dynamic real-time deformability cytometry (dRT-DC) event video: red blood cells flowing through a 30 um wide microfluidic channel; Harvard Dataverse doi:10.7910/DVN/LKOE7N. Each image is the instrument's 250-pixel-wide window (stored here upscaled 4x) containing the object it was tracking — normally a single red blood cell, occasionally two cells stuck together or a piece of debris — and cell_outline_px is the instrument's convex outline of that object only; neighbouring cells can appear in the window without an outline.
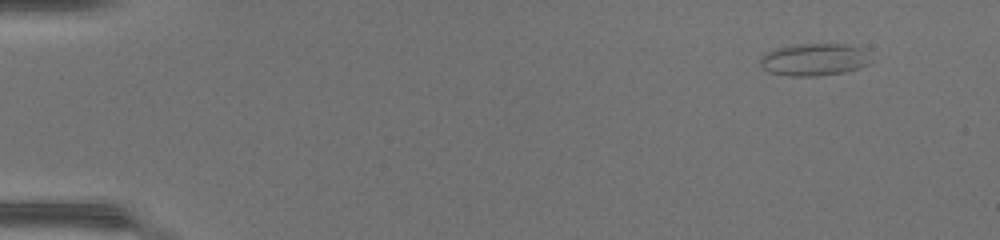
{"species": "common noctule bat (a hibernating species)", "species_latin": "Nyctalus noctula", "temperature_condition": "warm", "stored_images_in_passage": 45, "camera_frame_rate_fps": 3000, "um_per_image_px": 0.085, "animal": {"sex": "female", "body_mass_g": 17.0, "forearm_length_mm": 48.0}, "frame": {"image": 1, "passage_image": 1, "time_ms": 0.0, "image_size_px": [1000, 240], "cell_outline_px": [[868, 64], [860, 68], [844, 72], [816, 76], [792, 76], [768, 72], [760, 68], [760, 60], [768, 52], [776, 48], [796, 44], [840, 44], [860, 48]], "centroid_in_image_um": [69.1, 5.08], "position_along_channel_um": 15.9, "area_um2": 20.29}}
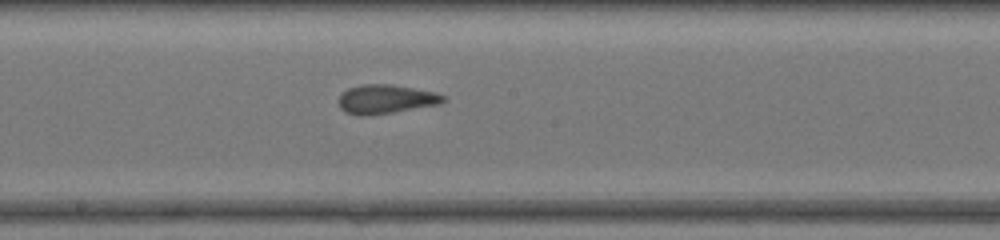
{"frame": {"image": 2, "passage_image": 24, "time_ms": 7.667, "image_size_px": [1000, 240], "cell_outline_px": [[444, 100], [440, 104], [392, 112], [364, 116], [360, 116], [344, 112], [340, 108], [340, 96], [348, 88], [364, 84], [392, 84], [436, 92], [444, 96]], "centroid_in_image_um": [32.79, 8.42], "position_along_channel_um": 215.4, "area_um2": 17.51}}
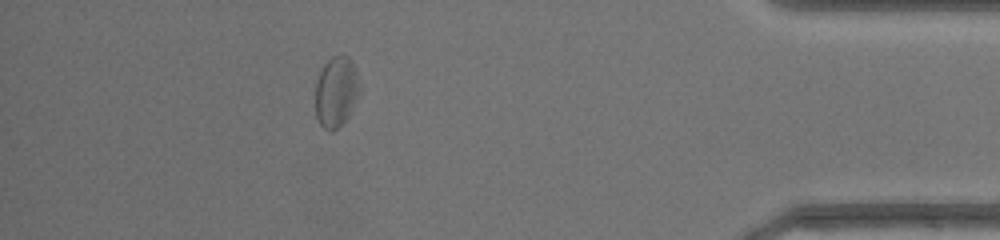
{"frame": {"image": 3, "passage_image": 40, "time_ms": 13.0, "image_size_px": [1000, 240], "cell_outline_px": [[360, 92], [348, 116], [332, 132], [328, 132], [320, 124], [316, 116], [316, 80], [324, 64], [332, 56], [348, 56], [352, 60], [356, 68], [360, 88]], "centroid_in_image_um": [28.58, 7.79], "position_along_channel_um": 406.6, "area_um2": 18.15}, "authors_computed_cell_mechanics": {"area_um2": 18.1492, "velocity_mm_per_s": 4.3955, "shape_relaxation_time_tau1_ms": 4.228, "shape_relaxation_time_tau2_ms": 1.9984, "deformation_change_tau1": 0.1276, "deformation_change_tau2": 0.0967}}